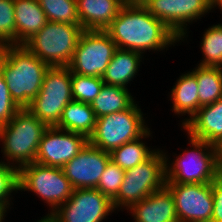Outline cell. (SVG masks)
<instances>
[{"label":"cell","mask_w":222,"mask_h":222,"mask_svg":"<svg viewBox=\"0 0 222 222\" xmlns=\"http://www.w3.org/2000/svg\"><path fill=\"white\" fill-rule=\"evenodd\" d=\"M213 0H146L142 5L161 20L180 40L187 38V23L209 13Z\"/></svg>","instance_id":"11"},{"label":"cell","mask_w":222,"mask_h":222,"mask_svg":"<svg viewBox=\"0 0 222 222\" xmlns=\"http://www.w3.org/2000/svg\"><path fill=\"white\" fill-rule=\"evenodd\" d=\"M165 186L173 195L178 222H212V183Z\"/></svg>","instance_id":"13"},{"label":"cell","mask_w":222,"mask_h":222,"mask_svg":"<svg viewBox=\"0 0 222 222\" xmlns=\"http://www.w3.org/2000/svg\"><path fill=\"white\" fill-rule=\"evenodd\" d=\"M200 43L204 57L198 65L222 67V24L206 29Z\"/></svg>","instance_id":"26"},{"label":"cell","mask_w":222,"mask_h":222,"mask_svg":"<svg viewBox=\"0 0 222 222\" xmlns=\"http://www.w3.org/2000/svg\"><path fill=\"white\" fill-rule=\"evenodd\" d=\"M103 84L102 77L71 73L72 98L76 101L91 103L98 96Z\"/></svg>","instance_id":"28"},{"label":"cell","mask_w":222,"mask_h":222,"mask_svg":"<svg viewBox=\"0 0 222 222\" xmlns=\"http://www.w3.org/2000/svg\"><path fill=\"white\" fill-rule=\"evenodd\" d=\"M47 128L27 108L20 109L7 125L0 127L1 151L5 160H9L7 163L19 169L35 162L38 145Z\"/></svg>","instance_id":"4"},{"label":"cell","mask_w":222,"mask_h":222,"mask_svg":"<svg viewBox=\"0 0 222 222\" xmlns=\"http://www.w3.org/2000/svg\"><path fill=\"white\" fill-rule=\"evenodd\" d=\"M188 139L193 149L176 156L171 164L164 153L165 184L212 183L222 172L219 147L190 135Z\"/></svg>","instance_id":"3"},{"label":"cell","mask_w":222,"mask_h":222,"mask_svg":"<svg viewBox=\"0 0 222 222\" xmlns=\"http://www.w3.org/2000/svg\"><path fill=\"white\" fill-rule=\"evenodd\" d=\"M212 7H218L222 11V0H213Z\"/></svg>","instance_id":"36"},{"label":"cell","mask_w":222,"mask_h":222,"mask_svg":"<svg viewBox=\"0 0 222 222\" xmlns=\"http://www.w3.org/2000/svg\"><path fill=\"white\" fill-rule=\"evenodd\" d=\"M96 119L90 103L72 100L64 108L55 127L89 138L96 126Z\"/></svg>","instance_id":"22"},{"label":"cell","mask_w":222,"mask_h":222,"mask_svg":"<svg viewBox=\"0 0 222 222\" xmlns=\"http://www.w3.org/2000/svg\"><path fill=\"white\" fill-rule=\"evenodd\" d=\"M41 220H37V222H59L57 217L53 213H48L46 216L41 217Z\"/></svg>","instance_id":"34"},{"label":"cell","mask_w":222,"mask_h":222,"mask_svg":"<svg viewBox=\"0 0 222 222\" xmlns=\"http://www.w3.org/2000/svg\"><path fill=\"white\" fill-rule=\"evenodd\" d=\"M116 49L105 30H84L67 67L71 73L102 77Z\"/></svg>","instance_id":"10"},{"label":"cell","mask_w":222,"mask_h":222,"mask_svg":"<svg viewBox=\"0 0 222 222\" xmlns=\"http://www.w3.org/2000/svg\"><path fill=\"white\" fill-rule=\"evenodd\" d=\"M193 138L206 141L217 147L222 145V98L202 106L183 126Z\"/></svg>","instance_id":"17"},{"label":"cell","mask_w":222,"mask_h":222,"mask_svg":"<svg viewBox=\"0 0 222 222\" xmlns=\"http://www.w3.org/2000/svg\"><path fill=\"white\" fill-rule=\"evenodd\" d=\"M212 222H222V172L212 182Z\"/></svg>","instance_id":"33"},{"label":"cell","mask_w":222,"mask_h":222,"mask_svg":"<svg viewBox=\"0 0 222 222\" xmlns=\"http://www.w3.org/2000/svg\"><path fill=\"white\" fill-rule=\"evenodd\" d=\"M10 207V205H0V222H4L3 220L5 219L6 212L8 211L7 209Z\"/></svg>","instance_id":"35"},{"label":"cell","mask_w":222,"mask_h":222,"mask_svg":"<svg viewBox=\"0 0 222 222\" xmlns=\"http://www.w3.org/2000/svg\"><path fill=\"white\" fill-rule=\"evenodd\" d=\"M47 21L80 25L76 0H38Z\"/></svg>","instance_id":"27"},{"label":"cell","mask_w":222,"mask_h":222,"mask_svg":"<svg viewBox=\"0 0 222 222\" xmlns=\"http://www.w3.org/2000/svg\"><path fill=\"white\" fill-rule=\"evenodd\" d=\"M83 31L80 25L48 21L24 46L50 67L68 66Z\"/></svg>","instance_id":"5"},{"label":"cell","mask_w":222,"mask_h":222,"mask_svg":"<svg viewBox=\"0 0 222 222\" xmlns=\"http://www.w3.org/2000/svg\"><path fill=\"white\" fill-rule=\"evenodd\" d=\"M172 111L178 115L188 114L189 118H185L182 122L183 127L201 108L198 99V84L196 77L188 71V73L180 75L179 79L171 90Z\"/></svg>","instance_id":"21"},{"label":"cell","mask_w":222,"mask_h":222,"mask_svg":"<svg viewBox=\"0 0 222 222\" xmlns=\"http://www.w3.org/2000/svg\"><path fill=\"white\" fill-rule=\"evenodd\" d=\"M72 100L71 70L67 66L50 67L39 93L27 109L48 127H53Z\"/></svg>","instance_id":"9"},{"label":"cell","mask_w":222,"mask_h":222,"mask_svg":"<svg viewBox=\"0 0 222 222\" xmlns=\"http://www.w3.org/2000/svg\"><path fill=\"white\" fill-rule=\"evenodd\" d=\"M16 45H24L48 22L38 0H14Z\"/></svg>","instance_id":"19"},{"label":"cell","mask_w":222,"mask_h":222,"mask_svg":"<svg viewBox=\"0 0 222 222\" xmlns=\"http://www.w3.org/2000/svg\"><path fill=\"white\" fill-rule=\"evenodd\" d=\"M124 176L125 170L110 160L99 179L96 189L112 201L118 194Z\"/></svg>","instance_id":"29"},{"label":"cell","mask_w":222,"mask_h":222,"mask_svg":"<svg viewBox=\"0 0 222 222\" xmlns=\"http://www.w3.org/2000/svg\"><path fill=\"white\" fill-rule=\"evenodd\" d=\"M127 210L135 222H178L175 201L166 186L134 203Z\"/></svg>","instance_id":"16"},{"label":"cell","mask_w":222,"mask_h":222,"mask_svg":"<svg viewBox=\"0 0 222 222\" xmlns=\"http://www.w3.org/2000/svg\"><path fill=\"white\" fill-rule=\"evenodd\" d=\"M49 68L24 45H5L0 58L10 96L21 109L27 108L37 96Z\"/></svg>","instance_id":"2"},{"label":"cell","mask_w":222,"mask_h":222,"mask_svg":"<svg viewBox=\"0 0 222 222\" xmlns=\"http://www.w3.org/2000/svg\"><path fill=\"white\" fill-rule=\"evenodd\" d=\"M18 191V169L0 161V205H10L11 193Z\"/></svg>","instance_id":"31"},{"label":"cell","mask_w":222,"mask_h":222,"mask_svg":"<svg viewBox=\"0 0 222 222\" xmlns=\"http://www.w3.org/2000/svg\"><path fill=\"white\" fill-rule=\"evenodd\" d=\"M219 154H220V165L222 168V145L219 147Z\"/></svg>","instance_id":"38"},{"label":"cell","mask_w":222,"mask_h":222,"mask_svg":"<svg viewBox=\"0 0 222 222\" xmlns=\"http://www.w3.org/2000/svg\"><path fill=\"white\" fill-rule=\"evenodd\" d=\"M88 143L82 134L48 127L42 135L35 162L38 164L62 168L75 157Z\"/></svg>","instance_id":"14"},{"label":"cell","mask_w":222,"mask_h":222,"mask_svg":"<svg viewBox=\"0 0 222 222\" xmlns=\"http://www.w3.org/2000/svg\"><path fill=\"white\" fill-rule=\"evenodd\" d=\"M165 182V154L163 150L157 149L148 160L125 170L118 194L112 200L114 209H128L134 203L162 189Z\"/></svg>","instance_id":"7"},{"label":"cell","mask_w":222,"mask_h":222,"mask_svg":"<svg viewBox=\"0 0 222 222\" xmlns=\"http://www.w3.org/2000/svg\"><path fill=\"white\" fill-rule=\"evenodd\" d=\"M149 136H152L150 129L142 137L115 148L110 152L111 161L121 169L127 170L148 160L157 151V149L152 150L142 142Z\"/></svg>","instance_id":"25"},{"label":"cell","mask_w":222,"mask_h":222,"mask_svg":"<svg viewBox=\"0 0 222 222\" xmlns=\"http://www.w3.org/2000/svg\"><path fill=\"white\" fill-rule=\"evenodd\" d=\"M20 109L12 100L0 69V127L7 125Z\"/></svg>","instance_id":"32"},{"label":"cell","mask_w":222,"mask_h":222,"mask_svg":"<svg viewBox=\"0 0 222 222\" xmlns=\"http://www.w3.org/2000/svg\"><path fill=\"white\" fill-rule=\"evenodd\" d=\"M146 0H125L126 3H131V4H142Z\"/></svg>","instance_id":"37"},{"label":"cell","mask_w":222,"mask_h":222,"mask_svg":"<svg viewBox=\"0 0 222 222\" xmlns=\"http://www.w3.org/2000/svg\"><path fill=\"white\" fill-rule=\"evenodd\" d=\"M135 103L128 88L103 84L98 96L90 103L96 118L130 108Z\"/></svg>","instance_id":"23"},{"label":"cell","mask_w":222,"mask_h":222,"mask_svg":"<svg viewBox=\"0 0 222 222\" xmlns=\"http://www.w3.org/2000/svg\"><path fill=\"white\" fill-rule=\"evenodd\" d=\"M110 153L89 143L63 167L73 189L97 188L100 177L110 161Z\"/></svg>","instance_id":"15"},{"label":"cell","mask_w":222,"mask_h":222,"mask_svg":"<svg viewBox=\"0 0 222 222\" xmlns=\"http://www.w3.org/2000/svg\"><path fill=\"white\" fill-rule=\"evenodd\" d=\"M125 3V0H76L80 26L84 30H105Z\"/></svg>","instance_id":"18"},{"label":"cell","mask_w":222,"mask_h":222,"mask_svg":"<svg viewBox=\"0 0 222 222\" xmlns=\"http://www.w3.org/2000/svg\"><path fill=\"white\" fill-rule=\"evenodd\" d=\"M114 210L112 201L98 189H74L53 214L59 222H103Z\"/></svg>","instance_id":"12"},{"label":"cell","mask_w":222,"mask_h":222,"mask_svg":"<svg viewBox=\"0 0 222 222\" xmlns=\"http://www.w3.org/2000/svg\"><path fill=\"white\" fill-rule=\"evenodd\" d=\"M191 73L197 80L198 99L201 107L222 98V67L197 65Z\"/></svg>","instance_id":"24"},{"label":"cell","mask_w":222,"mask_h":222,"mask_svg":"<svg viewBox=\"0 0 222 222\" xmlns=\"http://www.w3.org/2000/svg\"><path fill=\"white\" fill-rule=\"evenodd\" d=\"M136 102L128 109L96 119V126L88 143L106 152L142 137L150 128Z\"/></svg>","instance_id":"6"},{"label":"cell","mask_w":222,"mask_h":222,"mask_svg":"<svg viewBox=\"0 0 222 222\" xmlns=\"http://www.w3.org/2000/svg\"><path fill=\"white\" fill-rule=\"evenodd\" d=\"M4 47H5V45L0 42V58L2 56V52H3Z\"/></svg>","instance_id":"39"},{"label":"cell","mask_w":222,"mask_h":222,"mask_svg":"<svg viewBox=\"0 0 222 222\" xmlns=\"http://www.w3.org/2000/svg\"><path fill=\"white\" fill-rule=\"evenodd\" d=\"M142 57L139 52L117 48L102 75L104 84L127 88L139 71Z\"/></svg>","instance_id":"20"},{"label":"cell","mask_w":222,"mask_h":222,"mask_svg":"<svg viewBox=\"0 0 222 222\" xmlns=\"http://www.w3.org/2000/svg\"><path fill=\"white\" fill-rule=\"evenodd\" d=\"M73 187L62 168L36 162L18 169V191H31L50 206L53 213L73 193Z\"/></svg>","instance_id":"8"},{"label":"cell","mask_w":222,"mask_h":222,"mask_svg":"<svg viewBox=\"0 0 222 222\" xmlns=\"http://www.w3.org/2000/svg\"><path fill=\"white\" fill-rule=\"evenodd\" d=\"M0 42L16 45L14 0H0Z\"/></svg>","instance_id":"30"},{"label":"cell","mask_w":222,"mask_h":222,"mask_svg":"<svg viewBox=\"0 0 222 222\" xmlns=\"http://www.w3.org/2000/svg\"><path fill=\"white\" fill-rule=\"evenodd\" d=\"M116 47L139 52L163 51L180 38L142 4L125 3L105 29Z\"/></svg>","instance_id":"1"}]
</instances>
